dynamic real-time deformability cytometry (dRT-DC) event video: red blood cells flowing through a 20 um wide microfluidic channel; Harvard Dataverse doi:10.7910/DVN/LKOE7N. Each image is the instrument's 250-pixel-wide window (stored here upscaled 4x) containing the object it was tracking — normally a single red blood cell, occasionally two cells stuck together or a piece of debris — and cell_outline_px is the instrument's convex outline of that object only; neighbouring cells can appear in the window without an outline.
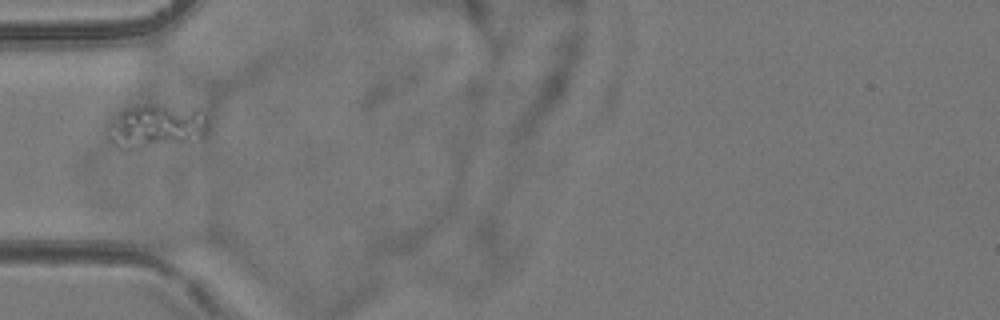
{"species": "common noctule bat (a hibernating species)", "species_latin": "Nyctalus noctula", "temperature_condition": "room temperature", "stored_images_in_passage": 4, "camera_frame_rate_fps": 3000, "um_per_image_px": 0.085, "animal": {"sex": "female", "body_mass_g": 24.6, "forearm_length_mm": 56.2}, "frame": {"image": 1, "passage_image": 3, "time_ms": 3.333, "image_size_px": [1000, 320], "cell_outline_px": [[208, 132], [204, 136], [140, 148], [124, 148], [108, 124], [124, 108], [152, 104], [156, 104], [200, 108], [204, 112], [208, 120]], "centroid_in_image_um": [13.44, 10.63], "position_along_channel_um": 71.6, "area_um2": 24.28}}
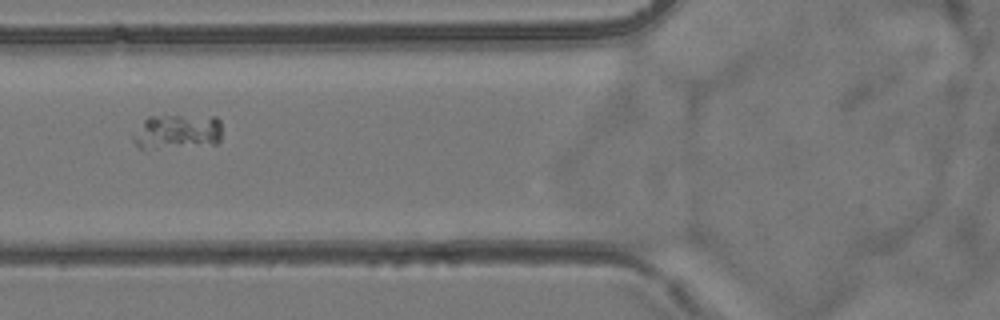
{"frame": {"image": 2, "passage_image": 4, "time_ms": 4.333, "image_size_px": [1000, 320], "cell_outline_px": [[220, 140], [216, 144], [144, 152], [132, 140], [132, 136], [144, 120], [148, 116], [216, 116], [220, 120]], "centroid_in_image_um": [15.03, 11.26], "position_along_channel_um": 110.8, "area_um2": 18.84}}